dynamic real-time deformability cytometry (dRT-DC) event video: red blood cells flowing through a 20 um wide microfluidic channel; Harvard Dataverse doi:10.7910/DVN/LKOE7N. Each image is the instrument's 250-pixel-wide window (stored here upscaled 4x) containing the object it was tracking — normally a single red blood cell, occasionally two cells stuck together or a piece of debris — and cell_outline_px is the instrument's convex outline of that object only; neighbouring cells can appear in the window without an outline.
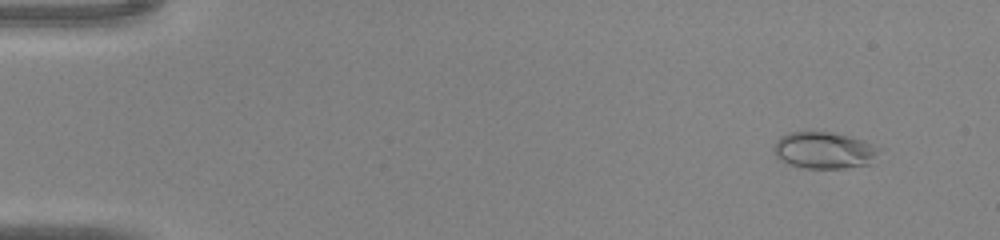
{"species": "common noctule bat (a hibernating species)", "species_latin": "Nyctalus noctula", "temperature_condition": "warm", "stored_images_in_passage": 38, "camera_frame_rate_fps": 3000, "um_per_image_px": 0.085, "animal": {"sex": "male", "body_mass_g": 20.0, "forearm_length_mm": 53.3}, "frame": {"image": 1, "passage_image": 2, "time_ms": 0.333, "image_size_px": [1000, 240], "cell_outline_px": [[884, 148], [872, 164], [844, 168], [804, 168], [788, 164], [780, 160], [776, 156], [772, 148], [776, 140], [780, 136], [788, 132], [832, 132], [864, 140]], "centroid_in_image_um": [70.1, 12.78], "position_along_channel_um": 14.9, "area_um2": 23.06}}
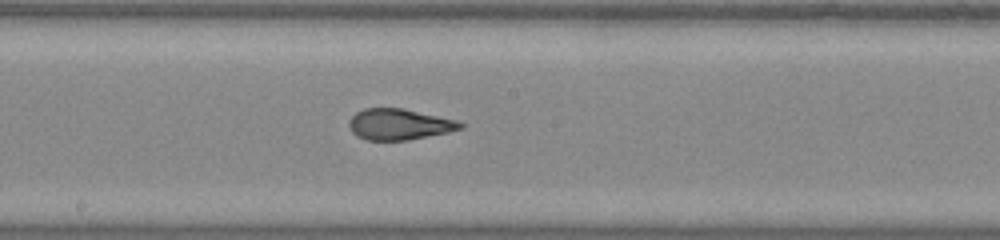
{"frame": {"image": 2, "passage_image": 23, "time_ms": 7.333, "image_size_px": [1000, 240], "cell_outline_px": [[464, 128], [448, 132], [408, 140], [364, 140], [356, 136], [352, 132], [348, 124], [348, 120], [356, 112], [364, 108], [404, 108], [460, 120], [464, 124]], "centroid_in_image_um": [33.95, 10.56], "position_along_channel_um": 214.3, "area_um2": 20.46}}
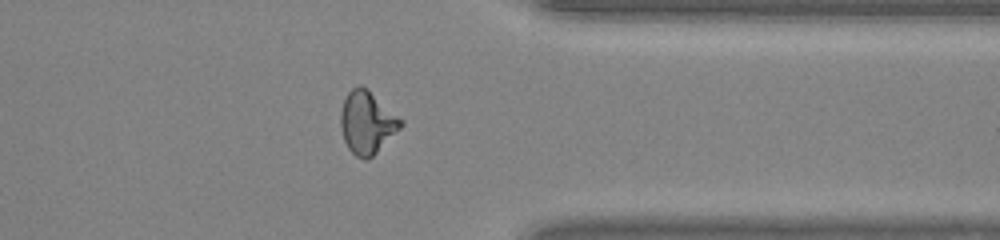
{"frame": {"image": 3, "passage_image": 34, "time_ms": 11.0, "image_size_px": [1000, 240], "cell_outline_px": [[404, 124], [372, 156], [364, 160], [356, 156], [348, 148], [344, 140], [340, 128], [340, 112], [344, 100], [348, 92], [352, 88], [360, 84], [368, 88], [404, 120]], "centroid_in_image_um": [31.19, 10.37], "position_along_channel_um": 380.2, "area_um2": 22.02}}